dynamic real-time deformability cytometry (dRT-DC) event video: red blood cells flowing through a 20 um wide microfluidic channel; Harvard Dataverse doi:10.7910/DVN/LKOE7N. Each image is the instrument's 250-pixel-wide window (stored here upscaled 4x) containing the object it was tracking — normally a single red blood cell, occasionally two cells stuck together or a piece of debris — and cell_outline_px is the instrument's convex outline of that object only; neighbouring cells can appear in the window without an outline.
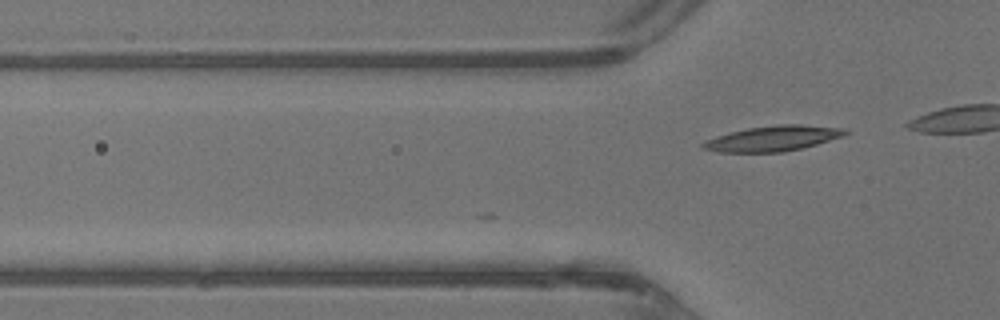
{"species": "common noctule bat (a hibernating species)", "species_latin": "Nyctalus noctula", "temperature_condition": "warm", "stored_images_in_passage": 8, "camera_frame_rate_fps": 3000, "um_per_image_px": 0.085, "animal": {"sex": "male", "body_mass_g": 13.3}, "frame": {"image": 1, "passage_image": 8, "time_ms": 2.333, "image_size_px": [1000, 320], "cell_outline_px": [[848, 132], [844, 136], [816, 144], [784, 152], [720, 152], [700, 148], [700, 144], [716, 136], [748, 128], [776, 124], [800, 124], [848, 128]], "centroid_in_image_um": [65.73, 11.76], "position_along_channel_um": 60.1, "area_um2": 20.98}}